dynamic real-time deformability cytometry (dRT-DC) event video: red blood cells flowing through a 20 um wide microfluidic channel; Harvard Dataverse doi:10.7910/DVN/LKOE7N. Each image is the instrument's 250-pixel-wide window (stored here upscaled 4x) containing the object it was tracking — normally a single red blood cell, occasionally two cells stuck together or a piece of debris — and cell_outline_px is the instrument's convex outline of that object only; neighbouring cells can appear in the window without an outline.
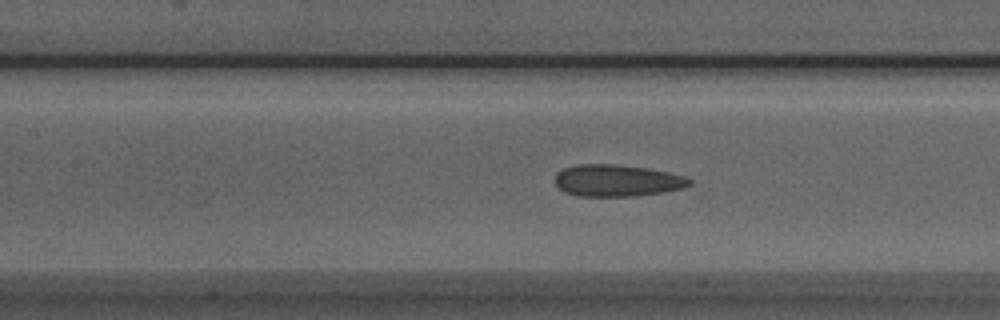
{"species": "Egyptian fruit bat (a non-hibernating species)", "species_latin": "Rousettus aegyptiacus", "temperature_condition": "room temperature", "stored_images_in_passage": 51, "camera_frame_rate_fps": 3000, "um_per_image_px": 0.085, "animal": {"sex": "male"}, "frame": {"image": 1, "passage_image": 22, "time_ms": 7.0, "image_size_px": [1000, 320], "cell_outline_px": [[692, 184], [684, 188], [664, 192], [632, 196], [576, 196], [564, 192], [556, 184], [556, 172], [564, 168], [580, 164], [612, 164], [648, 168], [668, 172], [684, 176], [692, 180]], "centroid_in_image_um": [52.46, 15.35], "position_along_channel_um": 154.9, "area_um2": 24.97}}
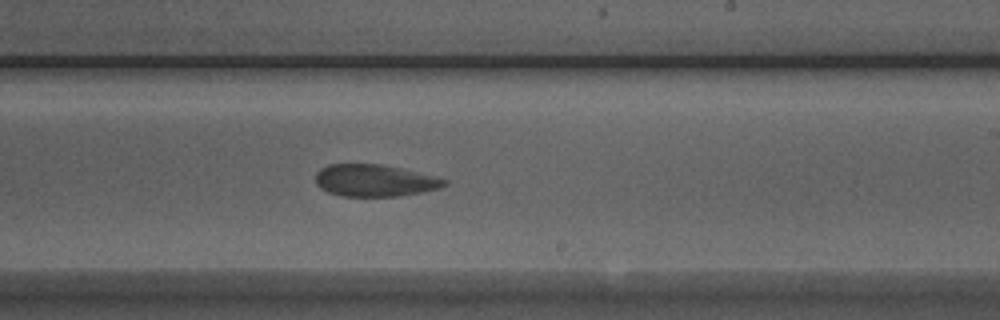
{"frame": {"image": 2, "passage_image": 30, "time_ms": 9.667, "image_size_px": [1000, 320], "cell_outline_px": [[448, 184], [440, 188], [400, 196], [340, 196], [328, 192], [320, 188], [316, 184], [316, 172], [320, 168], [328, 164], [384, 164], [404, 168], [436, 176], [448, 180]], "centroid_in_image_um": [31.86, 15.33], "position_along_channel_um": 257.1, "area_um2": 24.33}}
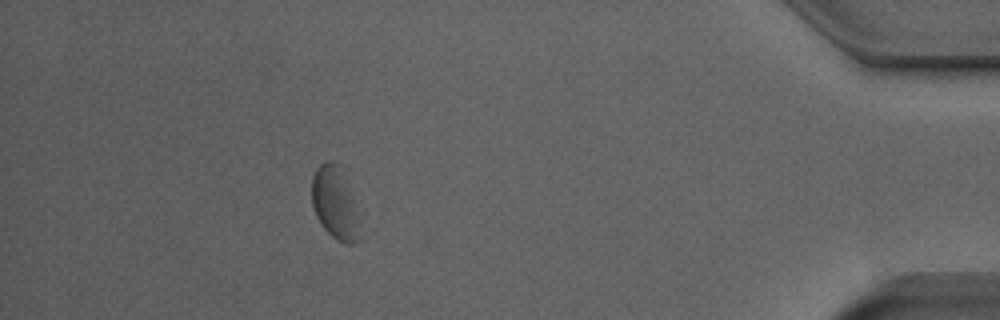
{"frame": {"image": 3, "passage_image": 46, "time_ms": 15.0, "image_size_px": [1000, 320], "cell_outline_px": [[364, 240], [352, 244], [348, 244], [336, 240], [320, 224], [316, 216], [312, 204], [312, 176], [316, 168], [320, 164], [328, 160], [344, 164]], "centroid_in_image_um": [28.52, 17.24], "position_along_channel_um": 406.7, "area_um2": 21.21}, "authors_computed_cell_mechanics": {"area_um2": 24.4494, "velocity_mm_per_s": 3.8458, "shape_relaxation_time_tau1_ms": null, "shape_relaxation_time_tau2_ms": 0.924, "deformation_change_tau1": null, "deformation_change_tau2": 0.0463}}